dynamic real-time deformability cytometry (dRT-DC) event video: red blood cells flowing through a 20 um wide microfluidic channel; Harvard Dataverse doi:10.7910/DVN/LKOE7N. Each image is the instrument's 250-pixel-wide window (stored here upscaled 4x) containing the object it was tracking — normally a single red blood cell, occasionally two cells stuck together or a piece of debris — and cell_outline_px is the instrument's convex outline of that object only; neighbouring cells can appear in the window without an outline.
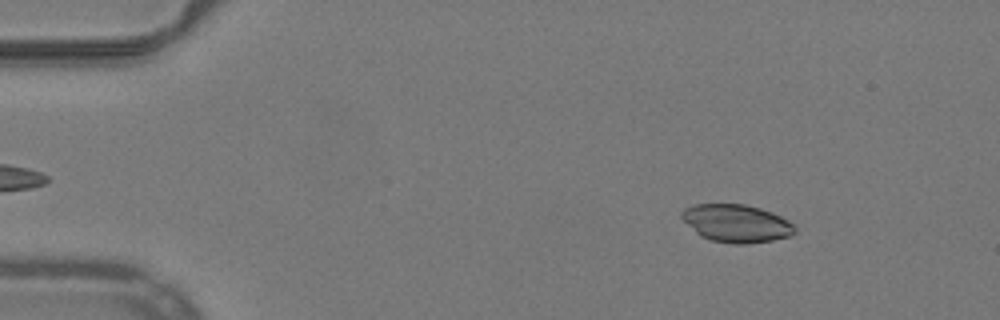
{"species": "common noctule bat (a hibernating species)", "species_latin": "Nyctalus noctula", "temperature_condition": "warm", "stored_images_in_passage": 52, "camera_frame_rate_fps": 3000, "um_per_image_px": 0.085, "animal": {"sex": "male", "body_mass_g": 19.2, "forearm_length_mm": 51.8}, "frame": {"image": 1, "passage_image": 7, "time_ms": 2.0, "image_size_px": [1000, 320], "cell_outline_px": [[796, 232], [792, 236], [772, 240], [744, 244], [736, 244], [712, 240], [700, 236], [680, 216], [680, 212], [684, 208], [696, 204], [744, 204], [760, 208], [772, 212], [788, 220], [796, 228]], "centroid_in_image_um": [62.61, 18.98], "position_along_channel_um": 22.4, "area_um2": 24.85}}
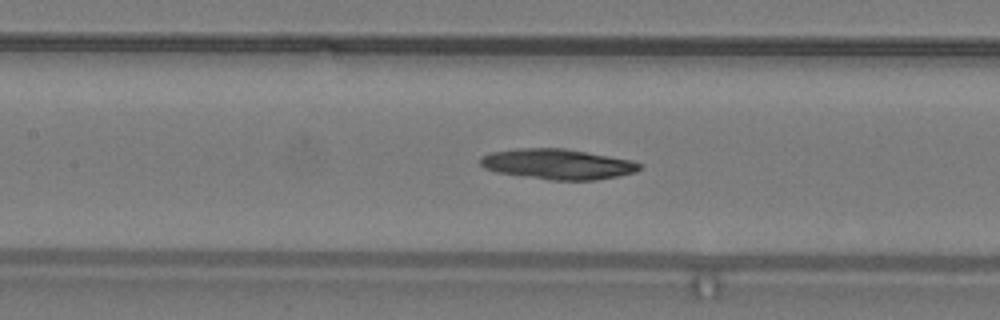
{"frame": {"image": 2, "passage_image": 24, "time_ms": 7.667, "image_size_px": [1000, 320], "cell_outline_px": [[640, 168], [636, 172], [596, 180], [552, 180], [496, 172], [484, 168], [480, 164], [480, 156], [492, 152], [516, 148], [564, 148], [632, 160], [640, 164]], "centroid_in_image_um": [47.37, 13.94], "position_along_channel_um": 160.0, "area_um2": 28.03}}
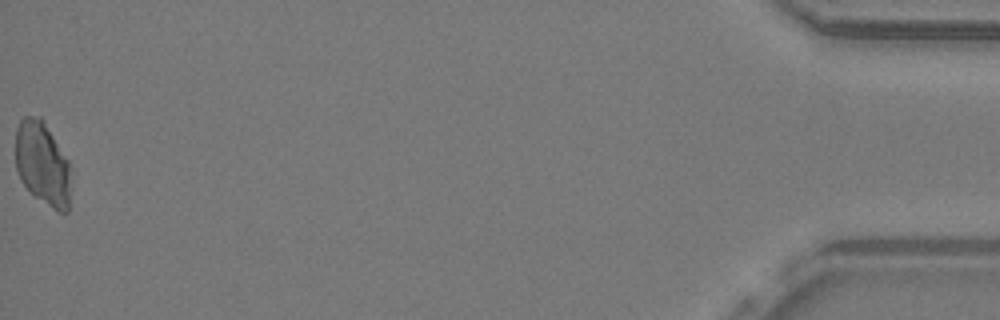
{"frame": {"image": 3, "passage_image": 52, "time_ms": 17.0, "image_size_px": [1000, 320], "cell_outline_px": [[68, 212], [60, 212], [36, 196], [20, 180], [16, 168], [16, 128], [20, 120], [24, 116], [40, 116], [44, 120], [68, 160]], "centroid_in_image_um": [3.57, 13.82], "position_along_channel_um": 431.6, "area_um2": 26.3}}